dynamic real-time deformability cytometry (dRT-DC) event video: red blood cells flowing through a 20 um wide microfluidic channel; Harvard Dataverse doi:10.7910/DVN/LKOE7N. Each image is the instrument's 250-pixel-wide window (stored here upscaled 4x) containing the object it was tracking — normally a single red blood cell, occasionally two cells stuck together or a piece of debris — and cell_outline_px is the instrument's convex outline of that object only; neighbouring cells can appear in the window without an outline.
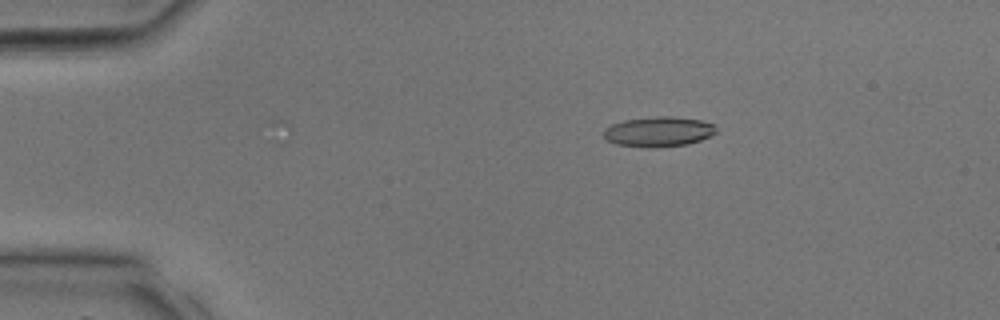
{"species": "common noctule bat (a hibernating species)", "species_latin": "Nyctalus noctula", "temperature_condition": "room temperature", "stored_images_in_passage": 29, "camera_frame_rate_fps": 3000, "um_per_image_px": 0.085, "animal": {"sex": "male", "body_mass_g": 17.9, "forearm_length_mm": 54.2}, "frame": {"image": 1, "passage_image": 2, "time_ms": 0.333, "image_size_px": [1000, 320], "cell_outline_px": [[716, 132], [700, 140], [688, 144], [652, 148], [644, 148], [616, 144], [608, 140], [604, 136], [604, 128], [612, 124], [624, 120], [656, 116], [672, 116], [700, 120], [716, 124]], "centroid_in_image_um": [55.97, 11.19], "position_along_channel_um": 29.0, "area_um2": 19.77}}
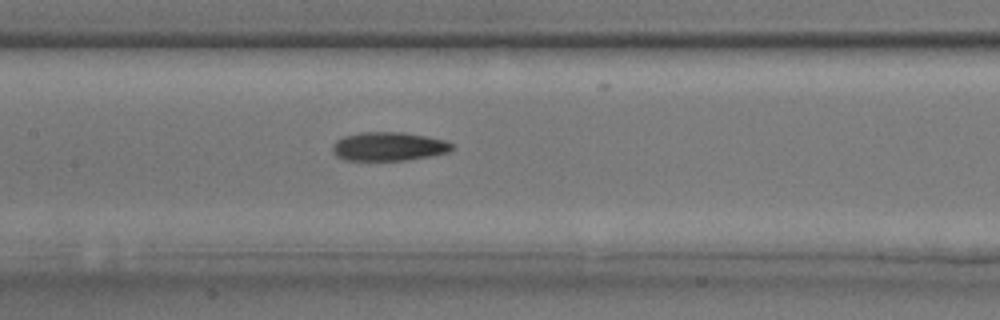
{"frame": {"image": 2, "passage_image": 12, "time_ms": 3.667, "image_size_px": [1000, 320], "cell_outline_px": [[452, 148], [448, 152], [432, 156], [404, 160], [344, 160], [336, 156], [332, 152], [332, 144], [336, 140], [344, 136], [360, 132], [404, 132], [444, 140], [452, 144]], "centroid_in_image_um": [32.98, 12.45], "position_along_channel_um": 174.4, "area_um2": 20.0}}
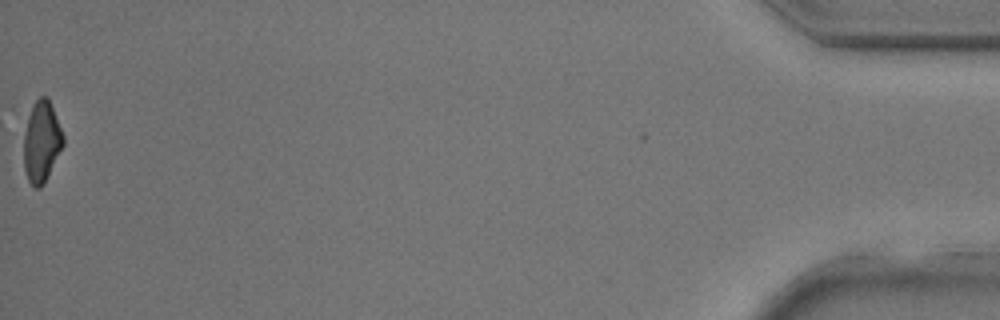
{"frame": {"image": 3, "passage_image": 29, "time_ms": 9.333, "image_size_px": [1000, 320], "cell_outline_px": [[64, 144], [44, 184], [40, 188], [36, 188], [28, 180], [24, 168], [24, 132], [28, 116], [32, 104], [40, 96], [48, 96], [64, 136]], "centroid_in_image_um": [3.54, 12.03], "position_along_channel_um": 431.7, "area_um2": 18.67}}